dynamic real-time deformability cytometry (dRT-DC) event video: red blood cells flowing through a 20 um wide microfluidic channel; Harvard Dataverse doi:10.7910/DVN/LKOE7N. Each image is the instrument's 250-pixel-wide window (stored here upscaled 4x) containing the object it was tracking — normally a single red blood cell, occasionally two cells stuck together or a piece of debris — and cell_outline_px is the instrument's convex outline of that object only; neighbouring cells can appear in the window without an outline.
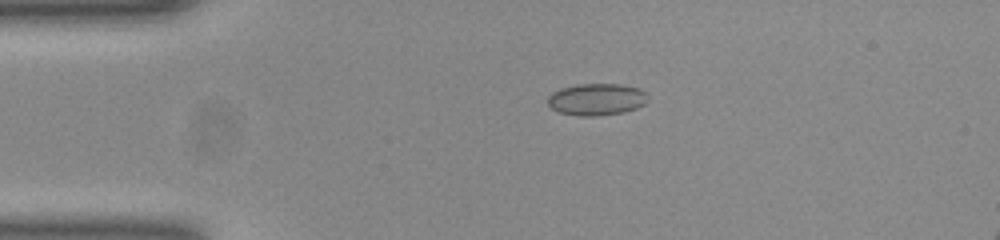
{"species": "common noctule bat (a hibernating species)", "species_latin": "Nyctalus noctula", "temperature_condition": "room temperature", "stored_images_in_passage": 43, "camera_frame_rate_fps": 3000, "um_per_image_px": 0.085, "animal": {"sex": "female", "body_mass_g": 23.0, "forearm_length_mm": 53.4}, "frame": {"image": 1, "passage_image": 2, "time_ms": 0.333, "image_size_px": [1000, 240], "cell_outline_px": [[648, 100], [644, 104], [636, 108], [624, 112], [596, 116], [580, 116], [560, 112], [552, 108], [548, 104], [548, 96], [552, 92], [560, 88], [576, 84], [620, 84], [640, 88], [644, 92]], "centroid_in_image_um": [50.7, 8.44], "position_along_channel_um": 34.3, "area_um2": 18.61}}
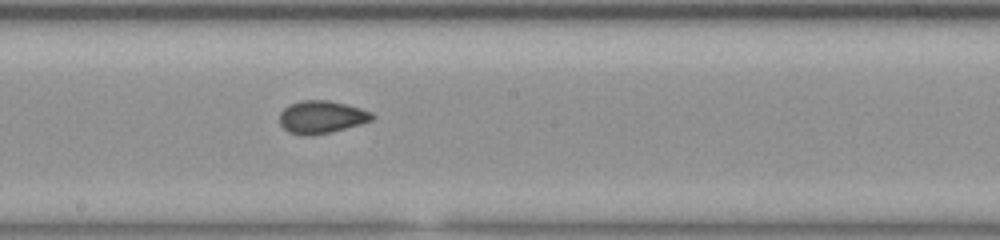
{"frame": {"image": 2, "passage_image": 19, "time_ms": 6.0, "image_size_px": [1000, 240], "cell_outline_px": [[376, 116], [372, 120], [360, 124], [332, 132], [304, 136], [288, 132], [280, 124], [280, 112], [288, 104], [300, 100], [328, 100], [360, 108], [372, 112]], "centroid_in_image_um": [27.32, 9.94], "position_along_channel_um": 220.9, "area_um2": 17.69}}
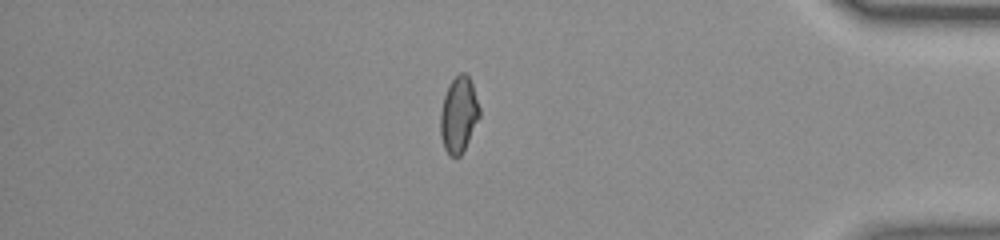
{"frame": {"image": 3, "passage_image": 35, "time_ms": 11.333, "image_size_px": [1000, 240], "cell_outline_px": [[480, 116], [460, 156], [452, 156], [444, 148], [440, 136], [440, 112], [444, 96], [448, 84], [460, 72], [464, 72], [468, 76], [472, 84], [480, 108]], "centroid_in_image_um": [38.97, 9.72], "position_along_channel_um": 396.2, "area_um2": 17.11}, "authors_computed_cell_mechanics": {"area_um2": 17.4556, "velocity_mm_per_s": 3.9491, "shape_relaxation_time_tau1_ms": null, "shape_relaxation_time_tau2_ms": 0.81, "deformation_change_tau1": null, "deformation_change_tau2": 0.0453}}